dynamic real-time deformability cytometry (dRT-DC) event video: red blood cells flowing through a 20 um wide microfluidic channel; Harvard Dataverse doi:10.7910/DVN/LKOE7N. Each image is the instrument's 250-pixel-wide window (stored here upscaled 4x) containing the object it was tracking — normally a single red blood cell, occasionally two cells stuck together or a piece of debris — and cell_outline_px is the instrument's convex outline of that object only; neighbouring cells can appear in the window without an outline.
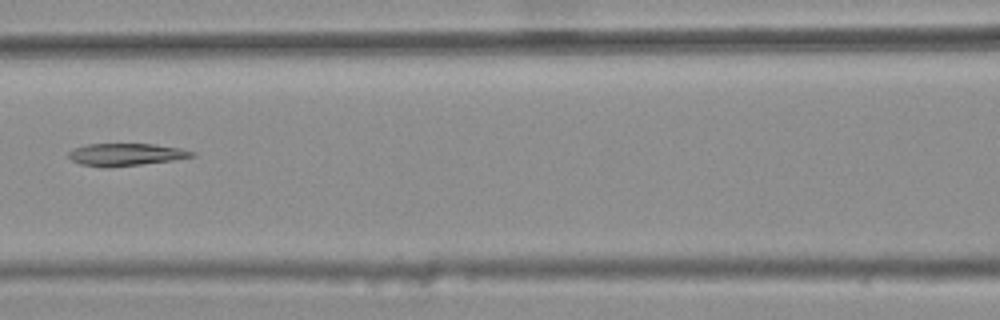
{"species": "common noctule bat (a hibernating species)", "species_latin": "Nyctalus noctula", "temperature_condition": "warm", "stored_images_in_passage": 4, "camera_frame_rate_fps": 3000, "um_per_image_px": 0.085, "animal": {"sex": "female", "body_mass_g": 25.1}, "frame": {"image": 1, "passage_image": 3, "time_ms": 0.667, "image_size_px": [1000, 320], "cell_outline_px": [[196, 156], [172, 160], [108, 168], [100, 168], [80, 164], [72, 160], [68, 156], [68, 152], [72, 148], [88, 144], [152, 144], [180, 148], [196, 152]], "centroid_in_image_um": [10.66, 13.14], "position_along_channel_um": 155.9, "area_um2": 16.18}}
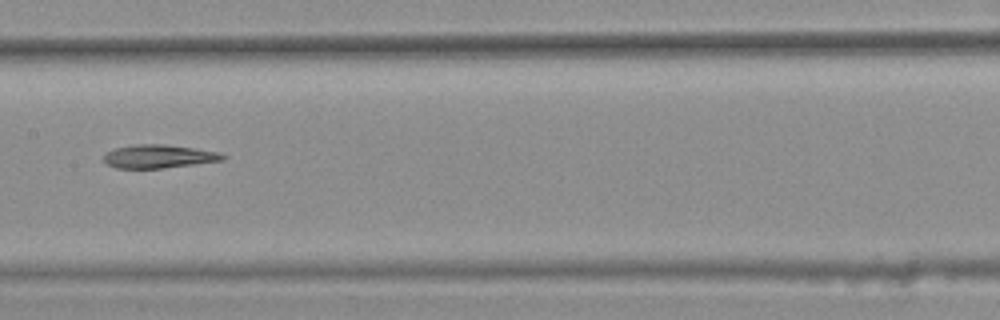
{"frame": {"image": 2, "passage_image": 4, "time_ms": 1.0, "image_size_px": [1000, 320], "cell_outline_px": [[228, 156], [224, 160], [164, 168], [116, 168], [108, 164], [104, 160], [104, 156], [112, 148], [136, 144], [164, 144], [196, 148], [220, 152]], "centroid_in_image_um": [13.53, 13.28], "position_along_channel_um": 193.9, "area_um2": 16.3}}